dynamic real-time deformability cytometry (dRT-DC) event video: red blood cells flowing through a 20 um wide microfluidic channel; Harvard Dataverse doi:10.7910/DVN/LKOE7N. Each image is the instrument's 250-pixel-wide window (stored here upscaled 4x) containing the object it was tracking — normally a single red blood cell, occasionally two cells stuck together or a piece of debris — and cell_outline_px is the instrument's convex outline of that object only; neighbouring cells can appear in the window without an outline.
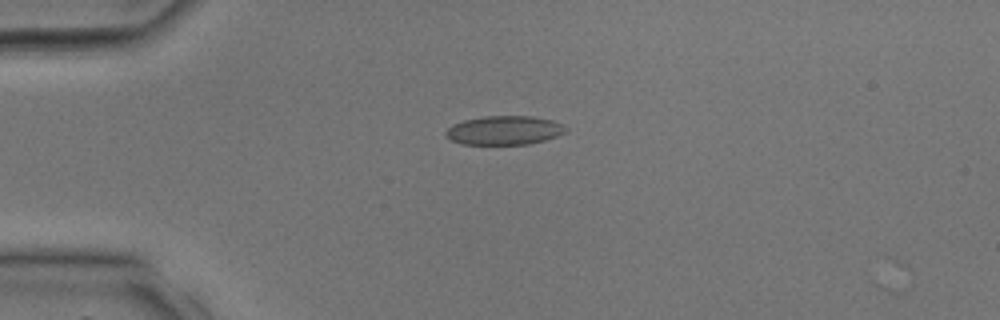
{"species": "common noctule bat (a hibernating species)", "species_latin": "Nyctalus noctula", "temperature_condition": "room temperature", "stored_images_in_passage": 1, "camera_frame_rate_fps": 3000, "um_per_image_px": 0.085, "animal": {"sex": "male", "body_mass_g": 17.9, "forearm_length_mm": 54.2}, "frame": {"image": 1, "passage_image": 1, "time_ms": 0.0, "image_size_px": [1000, 320], "cell_outline_px": [[568, 128], [564, 132], [556, 136], [544, 140], [528, 144], [460, 144], [452, 140], [444, 132], [452, 124], [464, 120], [484, 116], [532, 116], [552, 120], [564, 124]], "centroid_in_image_um": [42.87, 11.07], "position_along_channel_um": 42.1, "area_um2": 20.17}}